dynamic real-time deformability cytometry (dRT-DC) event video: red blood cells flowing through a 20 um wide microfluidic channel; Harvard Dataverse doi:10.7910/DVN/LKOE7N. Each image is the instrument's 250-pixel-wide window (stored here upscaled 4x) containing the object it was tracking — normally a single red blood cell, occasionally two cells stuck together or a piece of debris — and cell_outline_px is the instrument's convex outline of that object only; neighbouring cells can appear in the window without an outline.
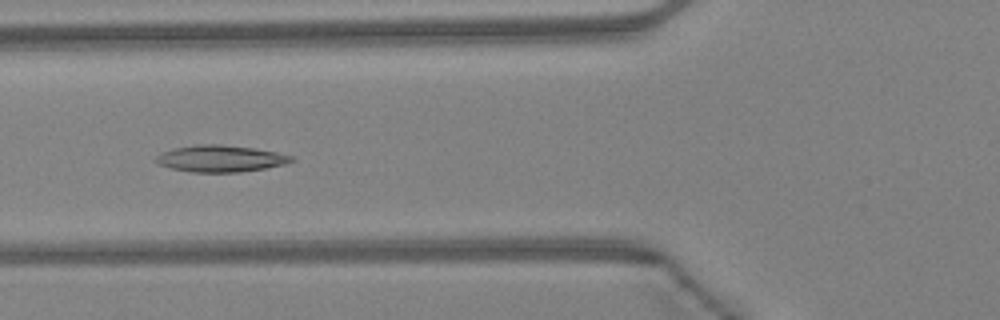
{"species": "Egyptian fruit bat (a non-hibernating species)", "species_latin": "Rousettus aegyptiacus", "temperature_condition": "warm", "stored_images_in_passage": 46, "camera_frame_rate_fps": 3000, "um_per_image_px": 0.085, "animal": {"sex": "female"}, "frame": {"image": 1, "passage_image": 17, "time_ms": 5.333, "image_size_px": [1000, 320], "cell_outline_px": [[296, 160], [284, 164], [264, 168], [240, 172], [192, 172], [172, 168], [160, 164], [156, 160], [156, 156], [160, 152], [172, 148], [196, 144], [220, 144], [252, 148], [276, 152], [292, 156]], "centroid_in_image_um": [18.72, 13.47], "position_along_channel_um": 107.1, "area_um2": 20.92}}
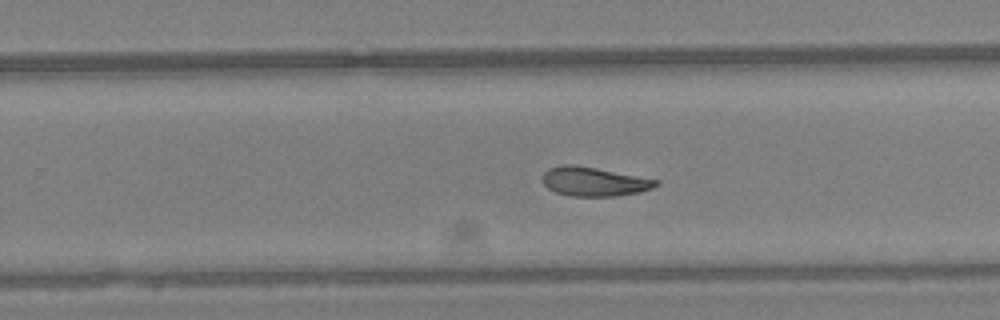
{"frame": {"image": 2, "passage_image": 29, "time_ms": 9.333, "image_size_px": [1000, 320], "cell_outline_px": [[660, 184], [652, 188], [640, 192], [616, 196], [572, 196], [556, 192], [548, 188], [544, 184], [544, 172], [548, 168], [564, 164], [576, 164], [660, 180]], "centroid_in_image_um": [50.52, 15.42], "position_along_channel_um": 279.3, "area_um2": 19.25}}
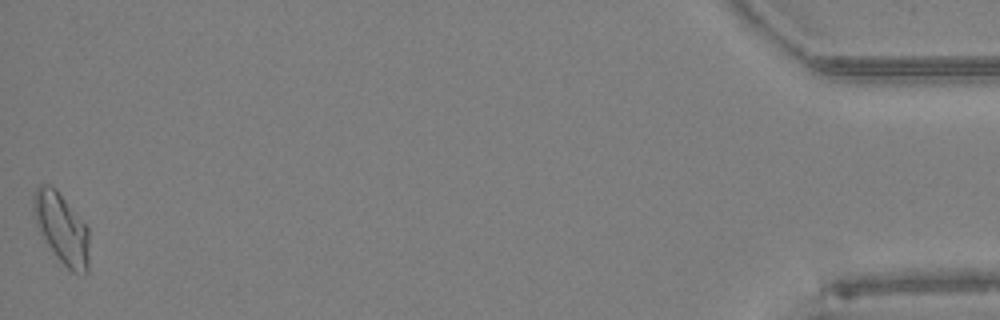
{"frame": {"image": 3, "passage_image": 46, "time_ms": 15.0, "image_size_px": [1000, 320], "cell_outline_px": [[88, 272], [84, 276], [72, 272], [56, 256], [40, 232], [36, 224], [32, 212], [32, 196], [36, 188], [40, 184], [44, 184], [56, 188], [88, 228]], "centroid_in_image_um": [5.22, 19.41], "position_along_channel_um": 430.0, "area_um2": 22.83}, "authors_computed_cell_mechanics": {"area_um2": 20.2878, "velocity_mm_per_s": 4.3195, "shape_relaxation_time_tau1_ms": null, "shape_relaxation_time_tau2_ms": 5.6636, "deformation_change_tau1": null, "deformation_change_tau2": 0.1223}}